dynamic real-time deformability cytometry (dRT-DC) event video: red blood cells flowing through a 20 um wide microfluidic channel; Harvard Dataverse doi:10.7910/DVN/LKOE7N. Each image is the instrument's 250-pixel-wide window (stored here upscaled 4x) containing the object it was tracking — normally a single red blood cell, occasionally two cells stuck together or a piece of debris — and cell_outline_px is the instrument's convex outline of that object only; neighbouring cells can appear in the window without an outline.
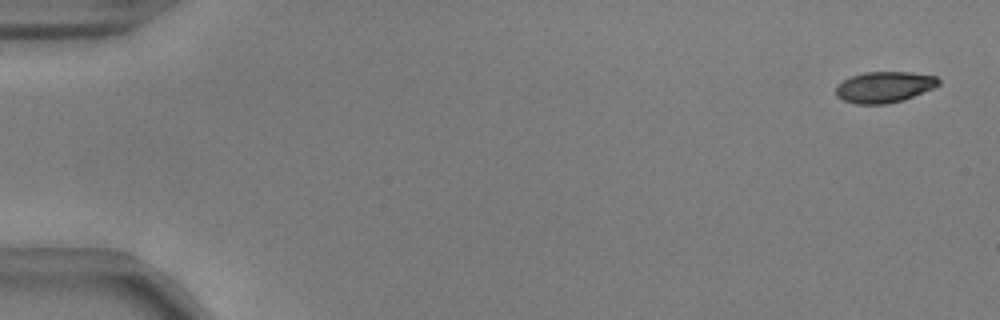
{"species": "common noctule bat (a hibernating species)", "species_latin": "Nyctalus noctula", "temperature_condition": "warm", "stored_images_in_passage": 13, "camera_frame_rate_fps": 3000, "um_per_image_px": 0.085, "animal": {"sex": "male", "body_mass_g": 17.9, "forearm_length_mm": 54.2}, "frame": {"image": 1, "passage_image": 1, "time_ms": 0.0, "image_size_px": [1000, 320], "cell_outline_px": [[940, 84], [932, 88], [904, 100], [884, 104], [856, 104], [844, 100], [836, 96], [836, 88], [844, 80], [852, 76], [864, 72], [912, 72], [936, 76], [940, 80]], "centroid_in_image_um": [75.18, 7.4], "position_along_channel_um": 9.8, "area_um2": 18.44}}